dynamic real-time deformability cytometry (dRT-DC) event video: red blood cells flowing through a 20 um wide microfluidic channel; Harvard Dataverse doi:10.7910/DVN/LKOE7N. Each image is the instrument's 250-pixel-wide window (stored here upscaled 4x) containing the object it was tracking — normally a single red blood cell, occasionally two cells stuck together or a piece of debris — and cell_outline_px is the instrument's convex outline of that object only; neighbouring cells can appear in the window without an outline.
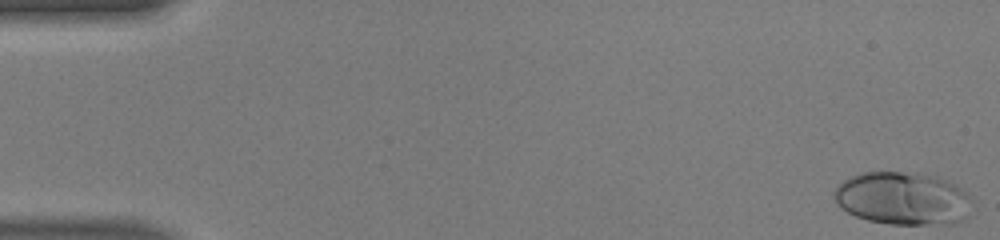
{"species": "human", "species_latin": "Homo sapiens", "temperature_condition": "warm", "stored_images_in_passage": 49, "camera_frame_rate_fps": 3000, "um_per_image_px": 0.085, "donor": {"sex": "male"}, "frame": {"image": 1, "passage_image": 1, "time_ms": 0.0, "image_size_px": [1000, 240], "cell_outline_px": [[972, 200], [968, 216], [964, 220], [952, 224], [892, 224], [868, 220], [856, 216], [848, 212], [836, 204], [832, 196], [832, 192], [844, 180], [860, 172], [900, 172], [936, 176], [956, 184], [968, 192]], "centroid_in_image_um": [76.76, 16.87], "position_along_channel_um": 8.2, "area_um2": 42.83}}
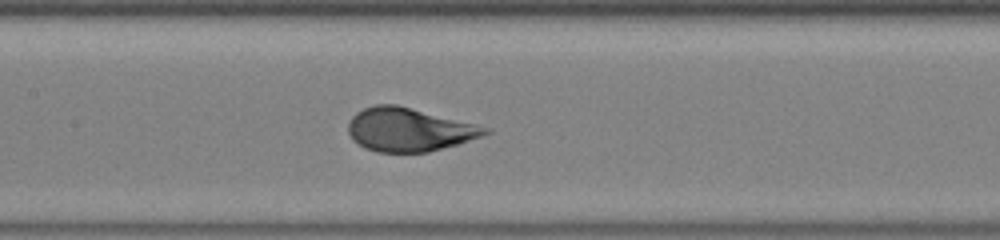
{"frame": {"image": 2, "passage_image": 24, "time_ms": 7.667, "image_size_px": [1000, 240], "cell_outline_px": [[492, 132], [456, 144], [428, 152], [376, 152], [364, 148], [352, 140], [348, 132], [348, 124], [352, 116], [356, 112], [364, 108], [376, 104], [396, 104], [492, 128]], "centroid_in_image_um": [34.73, 11.01], "position_along_channel_um": 172.7, "area_um2": 34.56}}
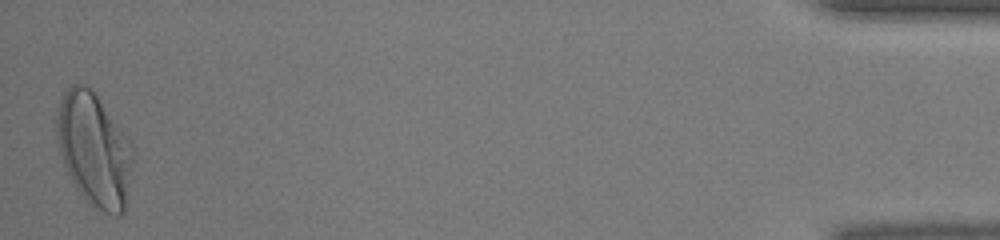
{"frame": {"image": 3, "passage_image": 49, "time_ms": 16.0, "image_size_px": [1000, 240], "cell_outline_px": [[132, 164], [124, 212], [120, 216], [112, 216], [104, 212], [92, 204], [76, 188], [64, 164], [56, 132], [56, 108], [64, 92], [72, 84], [84, 84], [92, 88], [132, 144]], "centroid_in_image_um": [7.99, 12.68], "position_along_channel_um": 427.2, "area_um2": 49.77}, "authors_computed_cell_mechanics": {"area_um2": 36.0672, "velocity_mm_per_s": 4.1551, "shape_relaxation_time_tau1_ms": 2.8336, "shape_relaxation_time_tau2_ms": null, "deformation_change_tau1": 0.2091, "deformation_change_tau2": null}}